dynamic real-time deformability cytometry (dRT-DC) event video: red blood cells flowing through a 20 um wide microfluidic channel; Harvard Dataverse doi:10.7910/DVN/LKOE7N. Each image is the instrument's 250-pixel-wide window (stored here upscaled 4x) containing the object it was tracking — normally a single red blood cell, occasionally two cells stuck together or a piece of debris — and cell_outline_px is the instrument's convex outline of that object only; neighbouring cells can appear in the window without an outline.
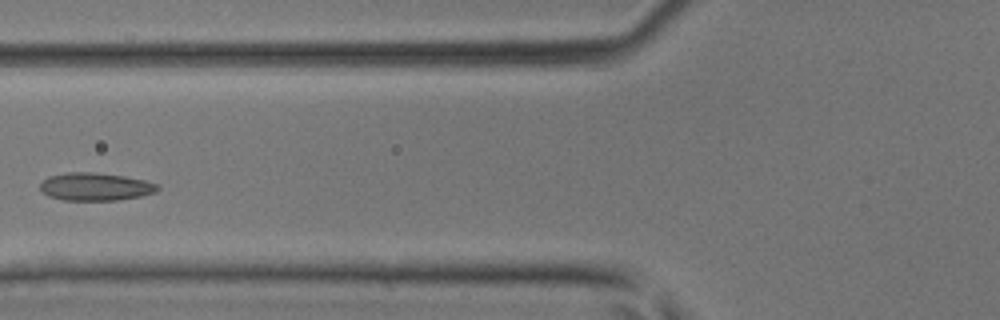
{"species": "common noctule bat (a hibernating species)", "species_latin": "Nyctalus noctula", "temperature_condition": "room temperature", "stored_images_in_passage": 4, "camera_frame_rate_fps": 3000, "um_per_image_px": 0.085, "animal": {"sex": "male", "body_mass_g": 17.9, "forearm_length_mm": 54.2}, "frame": {"image": 1, "passage_image": 4, "time_ms": 1.0, "image_size_px": [1000, 320], "cell_outline_px": [[160, 188], [156, 192], [140, 196], [116, 200], [64, 200], [48, 196], [40, 188], [40, 184], [48, 176], [68, 172], [96, 172], [124, 176], [144, 180], [160, 184]], "centroid_in_image_um": [8.13, 15.86], "position_along_channel_um": 117.7, "area_um2": 19.07}}